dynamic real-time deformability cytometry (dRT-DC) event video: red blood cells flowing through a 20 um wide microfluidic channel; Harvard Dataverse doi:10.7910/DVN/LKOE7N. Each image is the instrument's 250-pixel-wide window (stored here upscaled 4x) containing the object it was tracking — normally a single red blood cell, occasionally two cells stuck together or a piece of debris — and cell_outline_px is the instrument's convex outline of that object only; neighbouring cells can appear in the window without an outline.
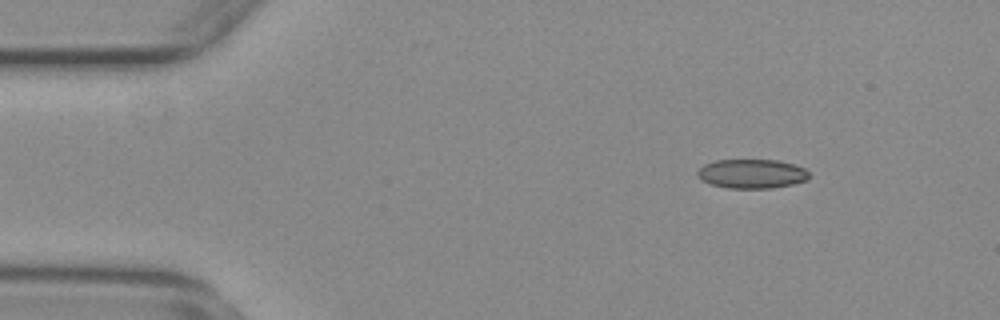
{"species": "common noctule bat (a hibernating species)", "species_latin": "Nyctalus noctula", "temperature_condition": "warm", "stored_images_in_passage": 54, "camera_frame_rate_fps": 3000, "um_per_image_px": 0.085, "animal": {"sex": "female", "body_mass_g": 29.2, "forearm_length_mm": 56.3}, "frame": {"image": 1, "passage_image": 6, "time_ms": 1.667, "image_size_px": [1000, 320], "cell_outline_px": [[808, 180], [792, 184], [772, 188], [728, 188], [712, 184], [704, 180], [696, 172], [704, 164], [716, 160], [776, 160], [792, 164], [804, 168], [808, 172]], "centroid_in_image_um": [63.92, 14.77], "position_along_channel_um": 21.1, "area_um2": 18.73}}
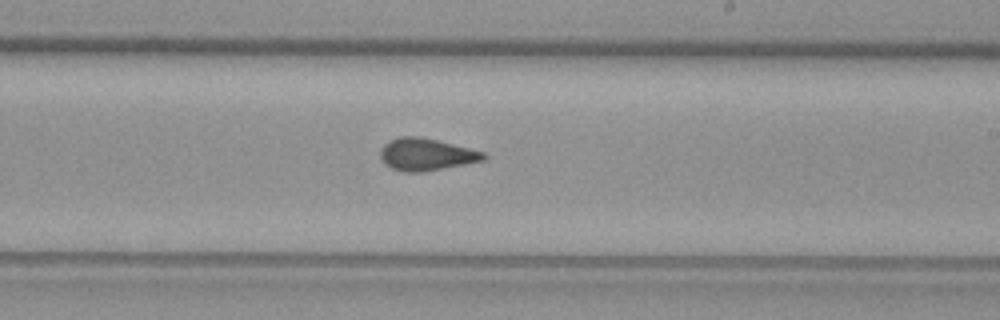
{"frame": {"image": 2, "passage_image": 31, "time_ms": 10.0, "image_size_px": [1000, 320], "cell_outline_px": [[488, 156], [484, 160], [464, 164], [420, 172], [404, 172], [392, 168], [384, 164], [380, 160], [380, 148], [388, 140], [400, 136], [420, 136], [484, 152]], "centroid_in_image_um": [36.17, 13.12], "position_along_channel_um": 252.8, "area_um2": 19.31}}
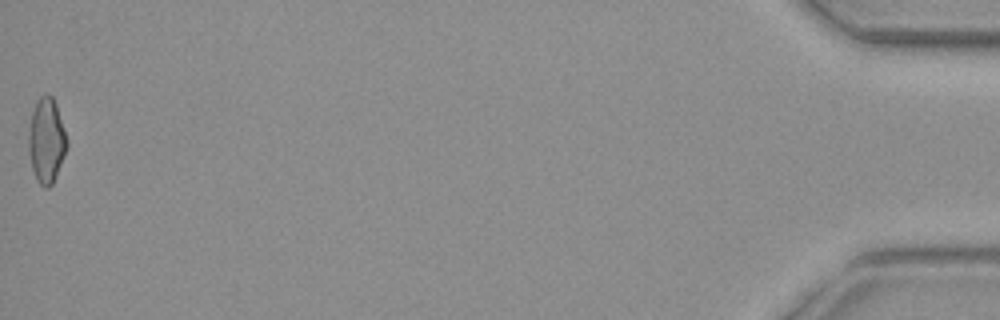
{"frame": {"image": 3, "passage_image": 54, "time_ms": 17.667, "image_size_px": [1000, 320], "cell_outline_px": [[68, 144], [64, 156], [56, 176], [52, 184], [48, 188], [44, 188], [36, 180], [32, 168], [28, 148], [28, 136], [32, 112], [36, 100], [40, 96], [52, 96], [56, 104]], "centroid_in_image_um": [3.93, 11.98], "position_along_channel_um": 431.3, "area_um2": 18.73}, "authors_computed_cell_mechanics": {"area_um2": 18.8139, "velocity_mm_per_s": 3.7392, "shape_relaxation_time_tau1_ms": null, "shape_relaxation_time_tau2_ms": 1.9892, "deformation_change_tau1": null, "deformation_change_tau2": 0.075}}